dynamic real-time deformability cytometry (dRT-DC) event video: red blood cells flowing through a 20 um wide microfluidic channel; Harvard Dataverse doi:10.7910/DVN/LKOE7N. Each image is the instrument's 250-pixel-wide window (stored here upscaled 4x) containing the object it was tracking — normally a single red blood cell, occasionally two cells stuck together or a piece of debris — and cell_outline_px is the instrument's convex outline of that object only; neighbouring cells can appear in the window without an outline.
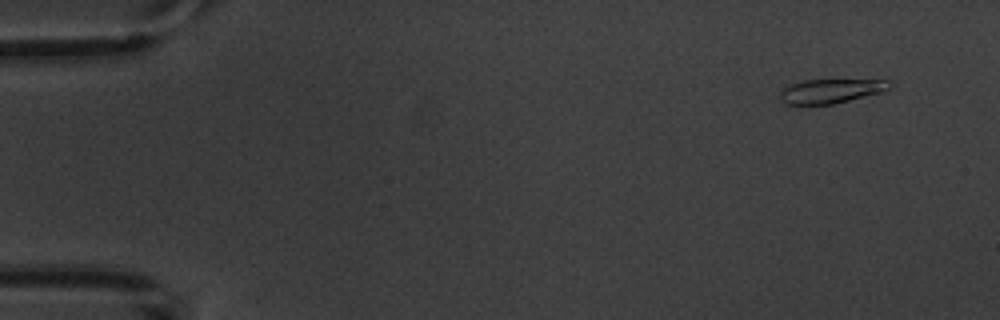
{"species": "common noctule bat (a hibernating species)", "species_latin": "Nyctalus noctula", "temperature_condition": "warm", "stored_images_in_passage": 10, "camera_frame_rate_fps": 3000, "um_per_image_px": 0.085, "animal": {"sex": "male", "body_mass_g": 20.1, "forearm_length_mm": 53.5}, "frame": {"image": 1, "passage_image": 2, "time_ms": 1.0, "image_size_px": [1000, 320], "cell_outline_px": [[892, 88], [884, 92], [832, 104], [784, 104], [780, 100], [780, 92], [788, 84], [804, 80], [888, 80], [892, 84]], "centroid_in_image_um": [70.64, 7.73], "position_along_channel_um": 14.4, "area_um2": 15.55}}
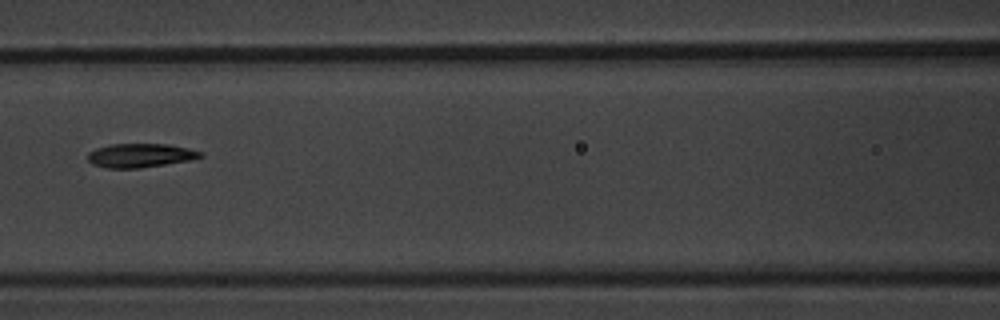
{"frame": {"image": 2, "passage_image": 7, "time_ms": 8.0, "image_size_px": [1000, 320], "cell_outline_px": [[204, 156], [192, 160], [140, 168], [104, 168], [92, 164], [88, 160], [88, 152], [96, 148], [108, 144], [168, 144], [188, 148], [204, 152]], "centroid_in_image_um": [11.94, 13.21], "position_along_channel_um": 154.7, "area_um2": 15.9}}
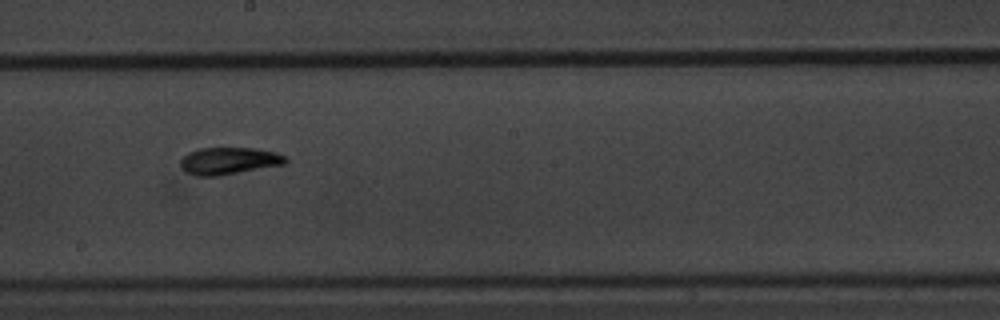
{"frame": {"image": 3, "passage_image": 9, "time_ms": 10.0, "image_size_px": [1000, 320], "cell_outline_px": [[288, 160], [284, 164], [216, 176], [196, 176], [188, 172], [180, 164], [180, 160], [188, 152], [200, 148], [256, 148], [276, 152], [288, 156]], "centroid_in_image_um": [19.49, 13.66], "position_along_channel_um": 228.7, "area_um2": 16.47}}